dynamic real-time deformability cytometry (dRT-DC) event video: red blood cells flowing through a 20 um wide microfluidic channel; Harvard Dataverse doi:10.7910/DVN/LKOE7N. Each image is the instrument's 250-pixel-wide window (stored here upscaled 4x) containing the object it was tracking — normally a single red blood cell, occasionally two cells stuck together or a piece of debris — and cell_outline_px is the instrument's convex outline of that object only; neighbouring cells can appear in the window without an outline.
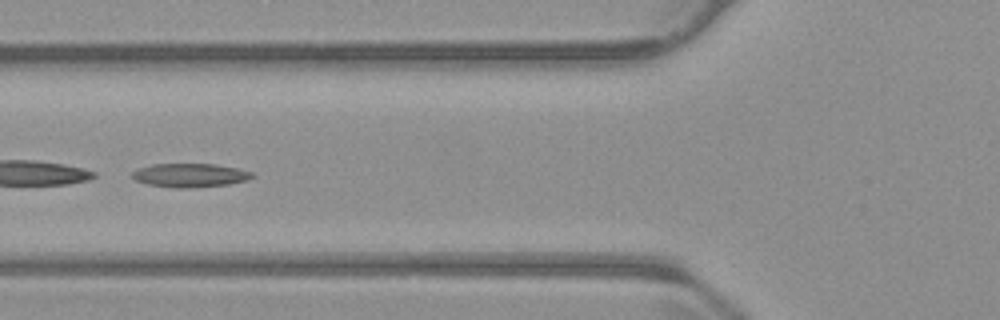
{"species": "common noctule bat (a hibernating species)", "species_latin": "Nyctalus noctula", "temperature_condition": "warm", "stored_images_in_passage": 34, "camera_frame_rate_fps": 3000, "um_per_image_px": 0.085, "animal": {"sex": "male", "body_mass_g": 23.1, "forearm_length_mm": 52.7}, "frame": {"image": 1, "passage_image": 10, "time_ms": 3.0, "image_size_px": [1000, 320], "cell_outline_px": [[256, 176], [248, 180], [228, 184], [192, 188], [176, 188], [148, 184], [136, 180], [132, 176], [132, 172], [136, 168], [152, 164], [216, 164], [236, 168], [252, 172]], "centroid_in_image_um": [16.16, 14.89], "position_along_channel_um": 109.6, "area_um2": 16.65}}
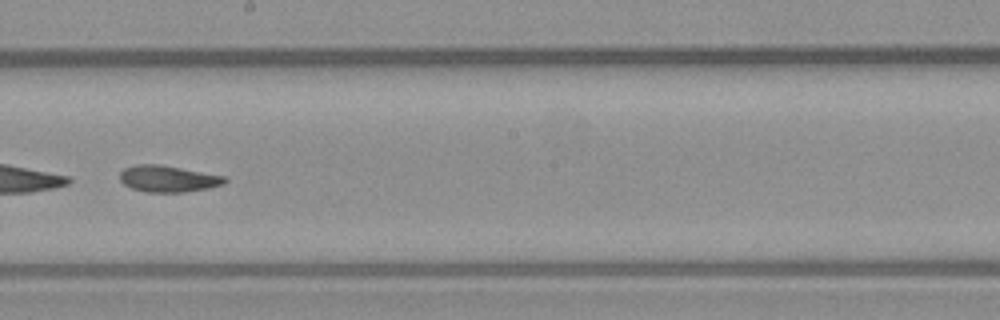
{"frame": {"image": 2, "passage_image": 20, "time_ms": 6.333, "image_size_px": [1000, 320], "cell_outline_px": [[228, 180], [224, 184], [208, 188], [184, 192], [148, 192], [132, 188], [124, 184], [120, 180], [120, 172], [124, 168], [136, 164], [160, 164], [224, 176]], "centroid_in_image_um": [14.27, 15.19], "position_along_channel_um": 233.9, "area_um2": 16.13}, "authors_computed_cell_mechanics": {"area_um2": 16.3574, "velocity_mm_per_s": 3.7222, "shape_relaxation_time_tau1_ms": 10.0536, "shape_relaxation_time_tau2_ms": 4.362, "deformation_change_tau1": 0.2547, "deformation_change_tau2": 0.0904}}